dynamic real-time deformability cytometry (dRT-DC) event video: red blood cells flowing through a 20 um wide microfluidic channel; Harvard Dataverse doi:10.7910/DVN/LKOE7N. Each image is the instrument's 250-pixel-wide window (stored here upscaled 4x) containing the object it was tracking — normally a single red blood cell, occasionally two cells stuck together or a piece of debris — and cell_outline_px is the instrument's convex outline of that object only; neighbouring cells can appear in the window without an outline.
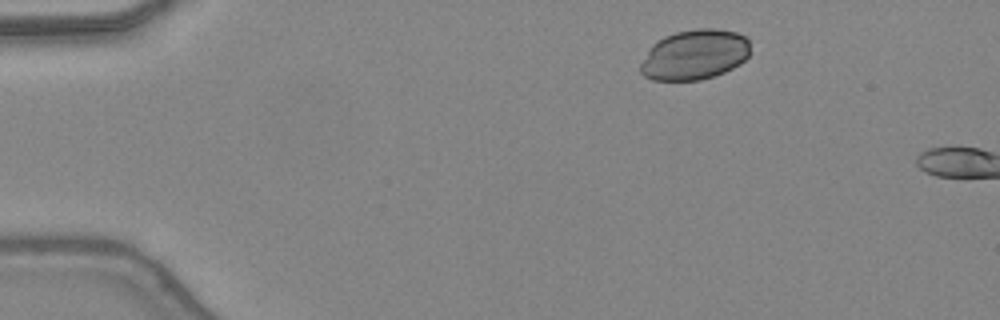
{"species": "common noctule bat (a hibernating species)", "species_latin": "Nyctalus noctula", "temperature_condition": "warm", "stored_images_in_passage": 7, "camera_frame_rate_fps": 3000, "um_per_image_px": 0.085, "animal": {"sex": "female", "body_mass_g": 24.6, "forearm_length_mm": 56.2}, "frame": {"image": 1, "passage_image": 5, "time_ms": 1.333, "image_size_px": [1000, 320], "cell_outline_px": [[748, 56], [740, 64], [724, 72], [700, 80], [652, 80], [644, 76], [640, 72], [640, 64], [648, 48], [656, 40], [664, 36], [676, 32], [696, 28], [712, 28], [736, 32], [744, 36], [748, 40]], "centroid_in_image_um": [58.99, 4.64], "position_along_channel_um": 26.0, "area_um2": 32.14}}